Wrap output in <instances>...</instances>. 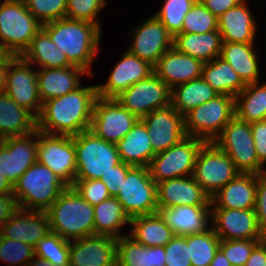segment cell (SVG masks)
<instances>
[{"label": "cell", "instance_id": "cell-1", "mask_svg": "<svg viewBox=\"0 0 266 266\" xmlns=\"http://www.w3.org/2000/svg\"><path fill=\"white\" fill-rule=\"evenodd\" d=\"M97 97V85H90L46 100L37 117V130L66 136L90 130L93 105Z\"/></svg>", "mask_w": 266, "mask_h": 266}, {"label": "cell", "instance_id": "cell-2", "mask_svg": "<svg viewBox=\"0 0 266 266\" xmlns=\"http://www.w3.org/2000/svg\"><path fill=\"white\" fill-rule=\"evenodd\" d=\"M42 28L73 65L82 67L88 72L87 75L93 77L89 66L98 53L101 27L87 21L65 17L45 23Z\"/></svg>", "mask_w": 266, "mask_h": 266}, {"label": "cell", "instance_id": "cell-3", "mask_svg": "<svg viewBox=\"0 0 266 266\" xmlns=\"http://www.w3.org/2000/svg\"><path fill=\"white\" fill-rule=\"evenodd\" d=\"M46 213L51 232L65 240L94 235V208L72 186L61 192Z\"/></svg>", "mask_w": 266, "mask_h": 266}, {"label": "cell", "instance_id": "cell-4", "mask_svg": "<svg viewBox=\"0 0 266 266\" xmlns=\"http://www.w3.org/2000/svg\"><path fill=\"white\" fill-rule=\"evenodd\" d=\"M67 185L48 167L36 161L13 185L19 209L46 211Z\"/></svg>", "mask_w": 266, "mask_h": 266}, {"label": "cell", "instance_id": "cell-5", "mask_svg": "<svg viewBox=\"0 0 266 266\" xmlns=\"http://www.w3.org/2000/svg\"><path fill=\"white\" fill-rule=\"evenodd\" d=\"M41 28L23 0H0V45L9 54L21 56Z\"/></svg>", "mask_w": 266, "mask_h": 266}, {"label": "cell", "instance_id": "cell-6", "mask_svg": "<svg viewBox=\"0 0 266 266\" xmlns=\"http://www.w3.org/2000/svg\"><path fill=\"white\" fill-rule=\"evenodd\" d=\"M76 156L75 179H100L121 162L114 143L87 130L73 136Z\"/></svg>", "mask_w": 266, "mask_h": 266}, {"label": "cell", "instance_id": "cell-7", "mask_svg": "<svg viewBox=\"0 0 266 266\" xmlns=\"http://www.w3.org/2000/svg\"><path fill=\"white\" fill-rule=\"evenodd\" d=\"M235 116V97L217 95L184 116L187 136L213 142Z\"/></svg>", "mask_w": 266, "mask_h": 266}, {"label": "cell", "instance_id": "cell-8", "mask_svg": "<svg viewBox=\"0 0 266 266\" xmlns=\"http://www.w3.org/2000/svg\"><path fill=\"white\" fill-rule=\"evenodd\" d=\"M213 142L229 156L240 173L259 174L266 171L256 155L251 123L234 116Z\"/></svg>", "mask_w": 266, "mask_h": 266}, {"label": "cell", "instance_id": "cell-9", "mask_svg": "<svg viewBox=\"0 0 266 266\" xmlns=\"http://www.w3.org/2000/svg\"><path fill=\"white\" fill-rule=\"evenodd\" d=\"M239 174L224 151L214 142H205L197 154L192 176L211 198Z\"/></svg>", "mask_w": 266, "mask_h": 266}, {"label": "cell", "instance_id": "cell-10", "mask_svg": "<svg viewBox=\"0 0 266 266\" xmlns=\"http://www.w3.org/2000/svg\"><path fill=\"white\" fill-rule=\"evenodd\" d=\"M115 198L130 219L156 213L157 184L151 178L149 167L132 166Z\"/></svg>", "mask_w": 266, "mask_h": 266}, {"label": "cell", "instance_id": "cell-11", "mask_svg": "<svg viewBox=\"0 0 266 266\" xmlns=\"http://www.w3.org/2000/svg\"><path fill=\"white\" fill-rule=\"evenodd\" d=\"M205 141L187 136L178 144L156 153L149 165L151 178L159 182L193 174L195 160Z\"/></svg>", "mask_w": 266, "mask_h": 266}, {"label": "cell", "instance_id": "cell-12", "mask_svg": "<svg viewBox=\"0 0 266 266\" xmlns=\"http://www.w3.org/2000/svg\"><path fill=\"white\" fill-rule=\"evenodd\" d=\"M37 161L48 167L67 186L76 175L73 136L47 134L38 130Z\"/></svg>", "mask_w": 266, "mask_h": 266}, {"label": "cell", "instance_id": "cell-13", "mask_svg": "<svg viewBox=\"0 0 266 266\" xmlns=\"http://www.w3.org/2000/svg\"><path fill=\"white\" fill-rule=\"evenodd\" d=\"M115 99L139 119L171 105V88L155 73L122 91Z\"/></svg>", "mask_w": 266, "mask_h": 266}, {"label": "cell", "instance_id": "cell-14", "mask_svg": "<svg viewBox=\"0 0 266 266\" xmlns=\"http://www.w3.org/2000/svg\"><path fill=\"white\" fill-rule=\"evenodd\" d=\"M139 118L125 109L115 98L97 97L93 105L90 131L103 140L116 144Z\"/></svg>", "mask_w": 266, "mask_h": 266}, {"label": "cell", "instance_id": "cell-15", "mask_svg": "<svg viewBox=\"0 0 266 266\" xmlns=\"http://www.w3.org/2000/svg\"><path fill=\"white\" fill-rule=\"evenodd\" d=\"M31 65L22 56H15L8 66L4 92L37 118L42 109V101L37 84V70H33Z\"/></svg>", "mask_w": 266, "mask_h": 266}, {"label": "cell", "instance_id": "cell-16", "mask_svg": "<svg viewBox=\"0 0 266 266\" xmlns=\"http://www.w3.org/2000/svg\"><path fill=\"white\" fill-rule=\"evenodd\" d=\"M37 146L38 130L0 140V172L12 185L37 161Z\"/></svg>", "mask_w": 266, "mask_h": 266}, {"label": "cell", "instance_id": "cell-17", "mask_svg": "<svg viewBox=\"0 0 266 266\" xmlns=\"http://www.w3.org/2000/svg\"><path fill=\"white\" fill-rule=\"evenodd\" d=\"M141 120L148 129L155 153L165 151L187 137L184 116L180 115L172 105L154 110Z\"/></svg>", "mask_w": 266, "mask_h": 266}, {"label": "cell", "instance_id": "cell-18", "mask_svg": "<svg viewBox=\"0 0 266 266\" xmlns=\"http://www.w3.org/2000/svg\"><path fill=\"white\" fill-rule=\"evenodd\" d=\"M133 33L132 45L128 51L153 67L173 46V36L154 15L136 27Z\"/></svg>", "mask_w": 266, "mask_h": 266}, {"label": "cell", "instance_id": "cell-19", "mask_svg": "<svg viewBox=\"0 0 266 266\" xmlns=\"http://www.w3.org/2000/svg\"><path fill=\"white\" fill-rule=\"evenodd\" d=\"M210 218L220 240L265 239L259 232L254 209L211 208Z\"/></svg>", "mask_w": 266, "mask_h": 266}, {"label": "cell", "instance_id": "cell-20", "mask_svg": "<svg viewBox=\"0 0 266 266\" xmlns=\"http://www.w3.org/2000/svg\"><path fill=\"white\" fill-rule=\"evenodd\" d=\"M117 239L90 235L70 242L69 266H117Z\"/></svg>", "mask_w": 266, "mask_h": 266}, {"label": "cell", "instance_id": "cell-21", "mask_svg": "<svg viewBox=\"0 0 266 266\" xmlns=\"http://www.w3.org/2000/svg\"><path fill=\"white\" fill-rule=\"evenodd\" d=\"M121 56V61L113 68L108 81L97 85L98 97L115 98L122 91L154 73L152 65L131 54L128 50Z\"/></svg>", "mask_w": 266, "mask_h": 266}, {"label": "cell", "instance_id": "cell-22", "mask_svg": "<svg viewBox=\"0 0 266 266\" xmlns=\"http://www.w3.org/2000/svg\"><path fill=\"white\" fill-rule=\"evenodd\" d=\"M51 232L46 211L18 209V211L0 227V235L35 247Z\"/></svg>", "mask_w": 266, "mask_h": 266}, {"label": "cell", "instance_id": "cell-23", "mask_svg": "<svg viewBox=\"0 0 266 266\" xmlns=\"http://www.w3.org/2000/svg\"><path fill=\"white\" fill-rule=\"evenodd\" d=\"M157 205L211 206V200L191 175L157 183Z\"/></svg>", "mask_w": 266, "mask_h": 266}, {"label": "cell", "instance_id": "cell-24", "mask_svg": "<svg viewBox=\"0 0 266 266\" xmlns=\"http://www.w3.org/2000/svg\"><path fill=\"white\" fill-rule=\"evenodd\" d=\"M203 62L179 52L174 46L168 49L153 67L154 73L171 89L202 77Z\"/></svg>", "mask_w": 266, "mask_h": 266}, {"label": "cell", "instance_id": "cell-25", "mask_svg": "<svg viewBox=\"0 0 266 266\" xmlns=\"http://www.w3.org/2000/svg\"><path fill=\"white\" fill-rule=\"evenodd\" d=\"M211 206L158 207V213L174 235L187 236L209 229Z\"/></svg>", "mask_w": 266, "mask_h": 266}, {"label": "cell", "instance_id": "cell-26", "mask_svg": "<svg viewBox=\"0 0 266 266\" xmlns=\"http://www.w3.org/2000/svg\"><path fill=\"white\" fill-rule=\"evenodd\" d=\"M88 73L80 66L41 68L37 70V84L42 103L61 97L79 88L81 75Z\"/></svg>", "mask_w": 266, "mask_h": 266}, {"label": "cell", "instance_id": "cell-27", "mask_svg": "<svg viewBox=\"0 0 266 266\" xmlns=\"http://www.w3.org/2000/svg\"><path fill=\"white\" fill-rule=\"evenodd\" d=\"M210 200L213 208L254 209L256 202V174L240 173L235 179L217 191Z\"/></svg>", "mask_w": 266, "mask_h": 266}, {"label": "cell", "instance_id": "cell-28", "mask_svg": "<svg viewBox=\"0 0 266 266\" xmlns=\"http://www.w3.org/2000/svg\"><path fill=\"white\" fill-rule=\"evenodd\" d=\"M253 18L246 0L218 17L223 42L254 43L257 26Z\"/></svg>", "mask_w": 266, "mask_h": 266}, {"label": "cell", "instance_id": "cell-29", "mask_svg": "<svg viewBox=\"0 0 266 266\" xmlns=\"http://www.w3.org/2000/svg\"><path fill=\"white\" fill-rule=\"evenodd\" d=\"M115 145L121 161L132 166L149 167L156 154L151 146L148 129L141 119Z\"/></svg>", "mask_w": 266, "mask_h": 266}, {"label": "cell", "instance_id": "cell-30", "mask_svg": "<svg viewBox=\"0 0 266 266\" xmlns=\"http://www.w3.org/2000/svg\"><path fill=\"white\" fill-rule=\"evenodd\" d=\"M37 130V118L5 92L0 93V140L24 136Z\"/></svg>", "mask_w": 266, "mask_h": 266}, {"label": "cell", "instance_id": "cell-31", "mask_svg": "<svg viewBox=\"0 0 266 266\" xmlns=\"http://www.w3.org/2000/svg\"><path fill=\"white\" fill-rule=\"evenodd\" d=\"M223 39L219 30L207 33H179L173 39V46L181 53L210 62L220 56Z\"/></svg>", "mask_w": 266, "mask_h": 266}, {"label": "cell", "instance_id": "cell-32", "mask_svg": "<svg viewBox=\"0 0 266 266\" xmlns=\"http://www.w3.org/2000/svg\"><path fill=\"white\" fill-rule=\"evenodd\" d=\"M117 266H165L164 246L147 247L128 234L117 239Z\"/></svg>", "mask_w": 266, "mask_h": 266}, {"label": "cell", "instance_id": "cell-33", "mask_svg": "<svg viewBox=\"0 0 266 266\" xmlns=\"http://www.w3.org/2000/svg\"><path fill=\"white\" fill-rule=\"evenodd\" d=\"M254 49V43L222 44L220 57L230 64L245 84L259 82V62Z\"/></svg>", "mask_w": 266, "mask_h": 266}, {"label": "cell", "instance_id": "cell-34", "mask_svg": "<svg viewBox=\"0 0 266 266\" xmlns=\"http://www.w3.org/2000/svg\"><path fill=\"white\" fill-rule=\"evenodd\" d=\"M21 56L31 64H38L40 68H67L74 66L43 28L36 33L30 46Z\"/></svg>", "mask_w": 266, "mask_h": 266}, {"label": "cell", "instance_id": "cell-35", "mask_svg": "<svg viewBox=\"0 0 266 266\" xmlns=\"http://www.w3.org/2000/svg\"><path fill=\"white\" fill-rule=\"evenodd\" d=\"M129 225L133 229L128 235L147 247L165 246L175 236L158 212L133 217Z\"/></svg>", "mask_w": 266, "mask_h": 266}, {"label": "cell", "instance_id": "cell-36", "mask_svg": "<svg viewBox=\"0 0 266 266\" xmlns=\"http://www.w3.org/2000/svg\"><path fill=\"white\" fill-rule=\"evenodd\" d=\"M202 78L219 95L235 97L246 87L230 64L220 56L203 64Z\"/></svg>", "mask_w": 266, "mask_h": 266}, {"label": "cell", "instance_id": "cell-37", "mask_svg": "<svg viewBox=\"0 0 266 266\" xmlns=\"http://www.w3.org/2000/svg\"><path fill=\"white\" fill-rule=\"evenodd\" d=\"M219 95L202 77L171 89V105L182 116Z\"/></svg>", "mask_w": 266, "mask_h": 266}, {"label": "cell", "instance_id": "cell-38", "mask_svg": "<svg viewBox=\"0 0 266 266\" xmlns=\"http://www.w3.org/2000/svg\"><path fill=\"white\" fill-rule=\"evenodd\" d=\"M94 208V234L109 236L115 239L126 235L120 234L121 227L130 224V218L122 205L115 197L93 206Z\"/></svg>", "mask_w": 266, "mask_h": 266}, {"label": "cell", "instance_id": "cell-39", "mask_svg": "<svg viewBox=\"0 0 266 266\" xmlns=\"http://www.w3.org/2000/svg\"><path fill=\"white\" fill-rule=\"evenodd\" d=\"M251 83L235 96V116L245 122L266 119V82Z\"/></svg>", "mask_w": 266, "mask_h": 266}, {"label": "cell", "instance_id": "cell-40", "mask_svg": "<svg viewBox=\"0 0 266 266\" xmlns=\"http://www.w3.org/2000/svg\"><path fill=\"white\" fill-rule=\"evenodd\" d=\"M192 266H209L220 248V238L209 228L203 233L187 235Z\"/></svg>", "mask_w": 266, "mask_h": 266}, {"label": "cell", "instance_id": "cell-41", "mask_svg": "<svg viewBox=\"0 0 266 266\" xmlns=\"http://www.w3.org/2000/svg\"><path fill=\"white\" fill-rule=\"evenodd\" d=\"M35 256L57 266H69L70 241L54 232L42 238L34 247Z\"/></svg>", "mask_w": 266, "mask_h": 266}, {"label": "cell", "instance_id": "cell-42", "mask_svg": "<svg viewBox=\"0 0 266 266\" xmlns=\"http://www.w3.org/2000/svg\"><path fill=\"white\" fill-rule=\"evenodd\" d=\"M197 0H165L162 8L154 14L173 38L181 33L185 15Z\"/></svg>", "mask_w": 266, "mask_h": 266}, {"label": "cell", "instance_id": "cell-43", "mask_svg": "<svg viewBox=\"0 0 266 266\" xmlns=\"http://www.w3.org/2000/svg\"><path fill=\"white\" fill-rule=\"evenodd\" d=\"M218 30V18L197 0L185 15L181 33H207Z\"/></svg>", "mask_w": 266, "mask_h": 266}, {"label": "cell", "instance_id": "cell-44", "mask_svg": "<svg viewBox=\"0 0 266 266\" xmlns=\"http://www.w3.org/2000/svg\"><path fill=\"white\" fill-rule=\"evenodd\" d=\"M35 256V249L29 244L0 235V260L10 266H27Z\"/></svg>", "mask_w": 266, "mask_h": 266}, {"label": "cell", "instance_id": "cell-45", "mask_svg": "<svg viewBox=\"0 0 266 266\" xmlns=\"http://www.w3.org/2000/svg\"><path fill=\"white\" fill-rule=\"evenodd\" d=\"M29 12L43 25L66 17L67 0H23Z\"/></svg>", "mask_w": 266, "mask_h": 266}, {"label": "cell", "instance_id": "cell-46", "mask_svg": "<svg viewBox=\"0 0 266 266\" xmlns=\"http://www.w3.org/2000/svg\"><path fill=\"white\" fill-rule=\"evenodd\" d=\"M107 0H67L66 18L87 21L101 27L98 19L100 10Z\"/></svg>", "mask_w": 266, "mask_h": 266}, {"label": "cell", "instance_id": "cell-47", "mask_svg": "<svg viewBox=\"0 0 266 266\" xmlns=\"http://www.w3.org/2000/svg\"><path fill=\"white\" fill-rule=\"evenodd\" d=\"M264 239L220 240V250L232 266H245L253 248Z\"/></svg>", "mask_w": 266, "mask_h": 266}, {"label": "cell", "instance_id": "cell-48", "mask_svg": "<svg viewBox=\"0 0 266 266\" xmlns=\"http://www.w3.org/2000/svg\"><path fill=\"white\" fill-rule=\"evenodd\" d=\"M72 187L92 206L111 197L108 188L100 179H75Z\"/></svg>", "mask_w": 266, "mask_h": 266}, {"label": "cell", "instance_id": "cell-49", "mask_svg": "<svg viewBox=\"0 0 266 266\" xmlns=\"http://www.w3.org/2000/svg\"><path fill=\"white\" fill-rule=\"evenodd\" d=\"M165 266H192L187 236L175 235L165 246Z\"/></svg>", "mask_w": 266, "mask_h": 266}, {"label": "cell", "instance_id": "cell-50", "mask_svg": "<svg viewBox=\"0 0 266 266\" xmlns=\"http://www.w3.org/2000/svg\"><path fill=\"white\" fill-rule=\"evenodd\" d=\"M254 210L257 216L259 232L265 238L266 237V171L256 174V202Z\"/></svg>", "mask_w": 266, "mask_h": 266}, {"label": "cell", "instance_id": "cell-51", "mask_svg": "<svg viewBox=\"0 0 266 266\" xmlns=\"http://www.w3.org/2000/svg\"><path fill=\"white\" fill-rule=\"evenodd\" d=\"M131 167L132 165L121 161L118 165L113 166L108 173L101 176L100 180L108 188L111 197L117 196L123 184V179L126 178L127 172Z\"/></svg>", "mask_w": 266, "mask_h": 266}, {"label": "cell", "instance_id": "cell-52", "mask_svg": "<svg viewBox=\"0 0 266 266\" xmlns=\"http://www.w3.org/2000/svg\"><path fill=\"white\" fill-rule=\"evenodd\" d=\"M252 137L258 160L266 164V119L251 123Z\"/></svg>", "mask_w": 266, "mask_h": 266}, {"label": "cell", "instance_id": "cell-53", "mask_svg": "<svg viewBox=\"0 0 266 266\" xmlns=\"http://www.w3.org/2000/svg\"><path fill=\"white\" fill-rule=\"evenodd\" d=\"M19 209L13 194H0V227L5 224Z\"/></svg>", "mask_w": 266, "mask_h": 266}, {"label": "cell", "instance_id": "cell-54", "mask_svg": "<svg viewBox=\"0 0 266 266\" xmlns=\"http://www.w3.org/2000/svg\"><path fill=\"white\" fill-rule=\"evenodd\" d=\"M244 1L245 0H200V2L217 18L230 8H233Z\"/></svg>", "mask_w": 266, "mask_h": 266}, {"label": "cell", "instance_id": "cell-55", "mask_svg": "<svg viewBox=\"0 0 266 266\" xmlns=\"http://www.w3.org/2000/svg\"><path fill=\"white\" fill-rule=\"evenodd\" d=\"M245 266H266V240L260 241L252 250Z\"/></svg>", "mask_w": 266, "mask_h": 266}, {"label": "cell", "instance_id": "cell-56", "mask_svg": "<svg viewBox=\"0 0 266 266\" xmlns=\"http://www.w3.org/2000/svg\"><path fill=\"white\" fill-rule=\"evenodd\" d=\"M15 56L16 55L9 54L3 61L0 62V93H3L5 91L8 66L10 61Z\"/></svg>", "mask_w": 266, "mask_h": 266}, {"label": "cell", "instance_id": "cell-57", "mask_svg": "<svg viewBox=\"0 0 266 266\" xmlns=\"http://www.w3.org/2000/svg\"><path fill=\"white\" fill-rule=\"evenodd\" d=\"M209 266H232V265L229 263L224 253L219 249L216 252Z\"/></svg>", "mask_w": 266, "mask_h": 266}, {"label": "cell", "instance_id": "cell-58", "mask_svg": "<svg viewBox=\"0 0 266 266\" xmlns=\"http://www.w3.org/2000/svg\"><path fill=\"white\" fill-rule=\"evenodd\" d=\"M0 194H13V185L1 172H0Z\"/></svg>", "mask_w": 266, "mask_h": 266}, {"label": "cell", "instance_id": "cell-59", "mask_svg": "<svg viewBox=\"0 0 266 266\" xmlns=\"http://www.w3.org/2000/svg\"><path fill=\"white\" fill-rule=\"evenodd\" d=\"M27 266H57V265L51 264L49 261L37 257V259L32 258V260L27 264Z\"/></svg>", "mask_w": 266, "mask_h": 266}, {"label": "cell", "instance_id": "cell-60", "mask_svg": "<svg viewBox=\"0 0 266 266\" xmlns=\"http://www.w3.org/2000/svg\"><path fill=\"white\" fill-rule=\"evenodd\" d=\"M9 53L0 45V62L3 61Z\"/></svg>", "mask_w": 266, "mask_h": 266}]
</instances>
